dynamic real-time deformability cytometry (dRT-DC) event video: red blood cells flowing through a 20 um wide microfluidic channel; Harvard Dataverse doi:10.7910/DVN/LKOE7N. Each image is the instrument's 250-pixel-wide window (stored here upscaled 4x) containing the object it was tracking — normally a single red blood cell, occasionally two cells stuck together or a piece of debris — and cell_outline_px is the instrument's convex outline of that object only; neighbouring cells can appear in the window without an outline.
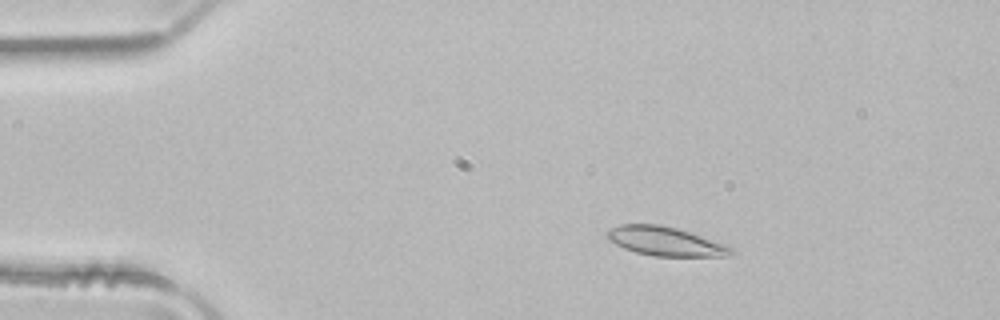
{"species": "common noctule bat (a hibernating species)", "species_latin": "Nyctalus noctula", "temperature_condition": "room temperature", "stored_images_in_passage": 45, "camera_frame_rate_fps": 3000, "um_per_image_px": 0.085, "animal": {"sex": "male", "body_mass_g": 21.5, "forearm_length_mm": 52.0}, "frame": {"image": 1, "passage_image": 3, "time_ms": 0.667, "image_size_px": [1000, 320], "cell_outline_px": [[736, 252], [728, 256], [656, 256], [636, 252], [624, 248], [608, 240], [604, 232], [608, 228], [620, 224], [660, 224], [676, 228], [700, 236], [732, 248]], "centroid_in_image_um": [56.46, 20.5], "position_along_channel_um": 28.5, "area_um2": 20.75}}
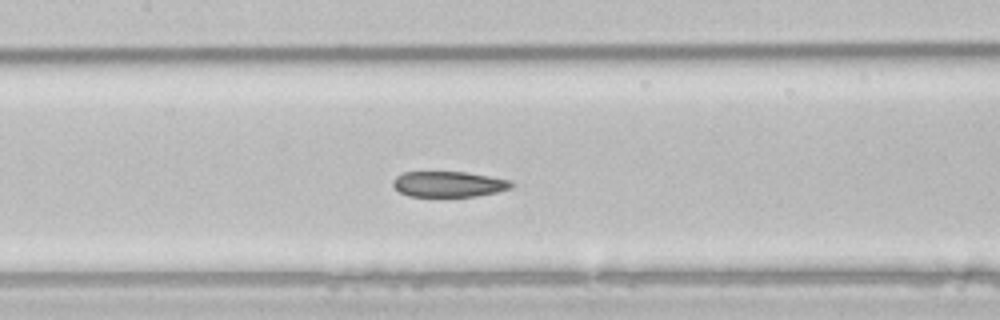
{"frame": {"image": 2, "passage_image": 18, "time_ms": 5.667, "image_size_px": [1000, 320], "cell_outline_px": [[516, 184], [512, 188], [496, 192], [476, 196], [408, 196], [400, 192], [392, 184], [392, 180], [400, 172], [464, 172], [512, 180]], "centroid_in_image_um": [38.15, 15.65], "position_along_channel_um": 169.2, "area_um2": 17.74}}
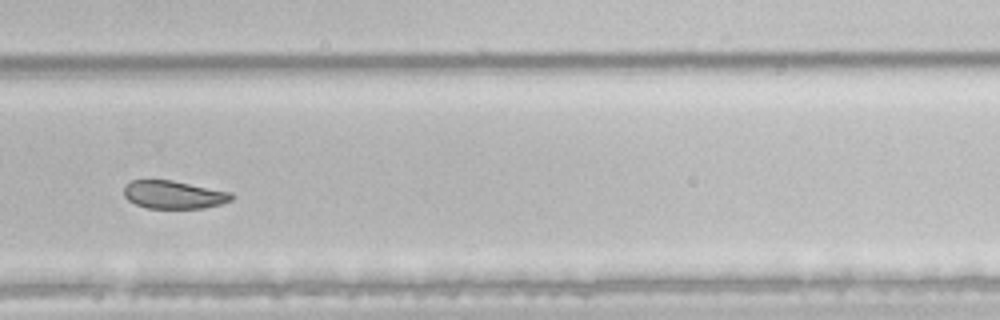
{"frame": {"image": 3, "passage_image": 29, "time_ms": 9.333, "image_size_px": [1000, 320], "cell_outline_px": [[236, 196], [232, 200], [220, 204], [204, 208], [148, 208], [136, 204], [128, 200], [124, 196], [124, 188], [132, 180], [172, 180], [232, 192]], "centroid_in_image_um": [14.81, 16.55], "position_along_channel_um": 315.0, "area_um2": 17.57}, "authors_computed_cell_mechanics": {"area_um2": 19.9988, "velocity_mm_per_s": 3.9918, "shape_relaxation_time_tau1_ms": 5.2119, "shape_relaxation_time_tau2_ms": 2.4639, "deformation_change_tau1": 0.1179, "deformation_change_tau2": 0.0664}}